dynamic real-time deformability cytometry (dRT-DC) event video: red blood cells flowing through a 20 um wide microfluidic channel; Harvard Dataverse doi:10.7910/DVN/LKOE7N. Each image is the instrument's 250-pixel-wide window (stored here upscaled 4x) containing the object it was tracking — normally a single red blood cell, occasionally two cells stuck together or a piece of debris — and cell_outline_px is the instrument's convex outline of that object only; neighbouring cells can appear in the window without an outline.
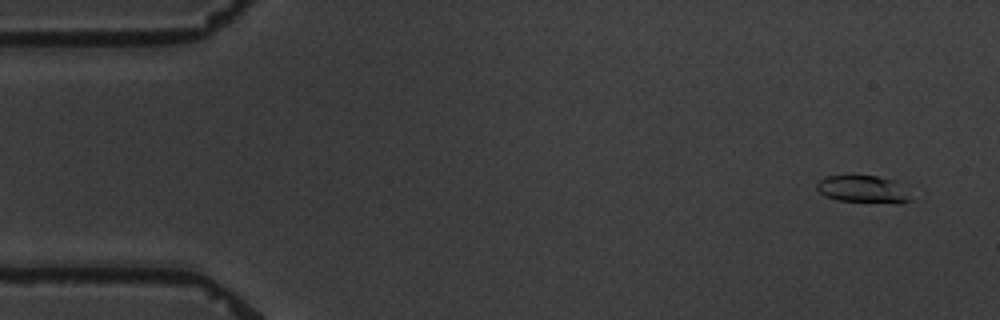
{"species": "common noctule bat (a hibernating species)", "species_latin": "Nyctalus noctula", "temperature_condition": "warm", "stored_images_in_passage": 5, "camera_frame_rate_fps": 3000, "um_per_image_px": 0.085, "animal": {"sex": "male", "body_mass_g": 19.5, "forearm_length_mm": 54.6}, "frame": {"image": 1, "passage_image": 1, "time_ms": 0.0, "image_size_px": [1000, 320], "cell_outline_px": [[912, 200], [900, 204], [896, 204], [836, 200], [824, 196], [816, 188], [816, 180], [828, 176], [876, 176], [896, 180]], "centroid_in_image_um": [73.33, 16.1], "position_along_channel_um": 11.7, "area_um2": 15.09}}
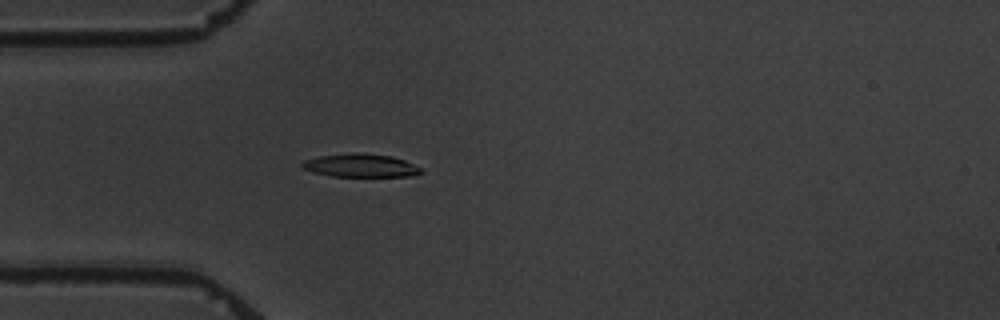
{"frame": {"image": 2, "passage_image": 5, "time_ms": 4.333, "image_size_px": [1000, 320], "cell_outline_px": [[424, 172], [416, 176], [332, 176], [312, 172], [300, 168], [300, 164], [304, 160], [320, 156], [360, 152], [364, 152], [392, 156], [404, 160], [420, 168]], "centroid_in_image_um": [30.64, 14.07], "position_along_channel_um": 54.4, "area_um2": 16.18}}